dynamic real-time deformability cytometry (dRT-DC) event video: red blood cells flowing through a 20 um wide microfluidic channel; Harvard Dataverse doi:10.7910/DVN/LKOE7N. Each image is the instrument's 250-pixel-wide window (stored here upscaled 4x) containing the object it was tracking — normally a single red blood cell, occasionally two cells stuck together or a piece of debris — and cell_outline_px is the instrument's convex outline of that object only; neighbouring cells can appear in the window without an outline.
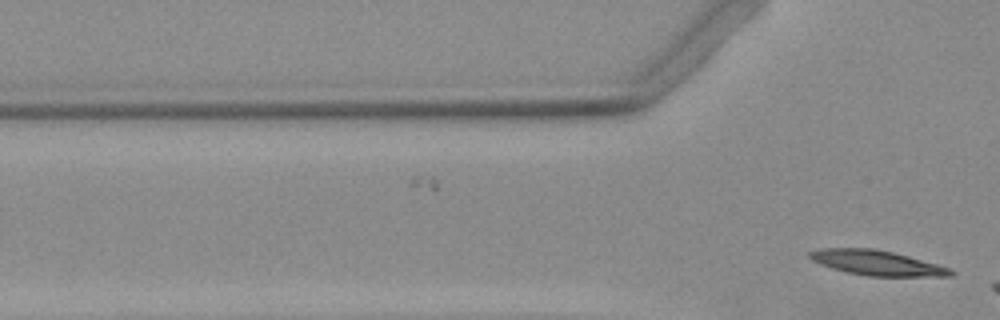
{"species": "Egyptian fruit bat (a non-hibernating species)", "species_latin": "Rousettus aegyptiacus", "temperature_condition": "warm", "stored_images_in_passage": 4, "camera_frame_rate_fps": 3000, "um_per_image_px": 0.085, "animal": {"sex": "female"}, "frame": {"image": 1, "passage_image": 4, "time_ms": 1.0, "image_size_px": [1000, 320], "cell_outline_px": [[956, 272], [952, 276], [868, 276], [848, 272], [832, 268], [820, 264], [812, 260], [808, 256], [808, 252], [820, 248], [872, 248], [892, 252], [908, 256], [952, 268]], "centroid_in_image_um": [74.55, 22.34], "position_along_channel_um": 51.3, "area_um2": 20.46}}